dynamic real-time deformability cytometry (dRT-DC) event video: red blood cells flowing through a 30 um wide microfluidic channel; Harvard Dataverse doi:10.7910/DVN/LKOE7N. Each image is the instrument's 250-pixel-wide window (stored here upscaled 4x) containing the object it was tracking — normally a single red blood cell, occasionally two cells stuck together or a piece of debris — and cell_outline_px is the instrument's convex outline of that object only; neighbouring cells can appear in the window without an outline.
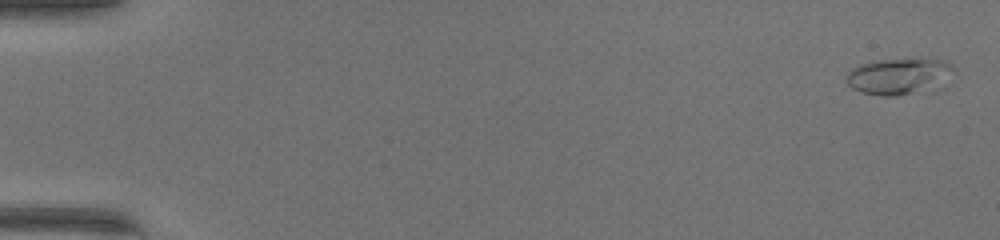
{"species": "common noctule bat (a hibernating species)", "species_latin": "Nyctalus noctula", "temperature_condition": "warm", "stored_images_in_passage": 8, "camera_frame_rate_fps": 3000, "um_per_image_px": 0.085, "animal": {"sex": "female", "body_mass_g": 17.0, "forearm_length_mm": 48.0}, "frame": {"image": 1, "passage_image": 2, "time_ms": 0.333, "image_size_px": [1000, 240], "cell_outline_px": [[956, 72], [944, 88], [896, 96], [880, 96], [860, 92], [852, 88], [844, 80], [844, 76], [852, 68], [860, 64], [872, 60], [916, 56], [928, 56], [940, 60], [956, 68]], "centroid_in_image_um": [76.5, 6.45], "position_along_channel_um": 8.5, "area_um2": 24.51}}